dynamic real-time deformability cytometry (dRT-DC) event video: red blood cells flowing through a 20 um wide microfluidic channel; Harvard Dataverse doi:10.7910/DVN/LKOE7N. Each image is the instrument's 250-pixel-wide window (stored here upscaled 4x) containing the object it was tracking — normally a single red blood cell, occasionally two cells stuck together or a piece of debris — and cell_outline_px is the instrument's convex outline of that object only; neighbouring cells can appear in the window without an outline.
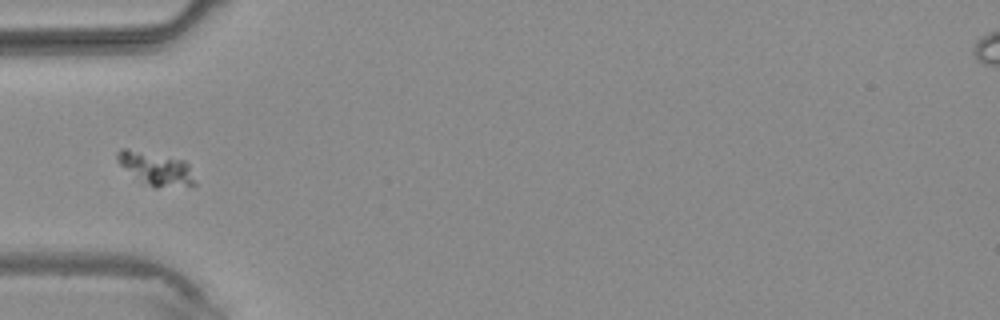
{"species": "common noctule bat (a hibernating species)", "species_latin": "Nyctalus noctula", "temperature_condition": "warm", "stored_images_in_passage": 4, "camera_frame_rate_fps": 3000, "um_per_image_px": 0.085, "animal": {"sex": "male", "body_mass_g": 20.4}, "frame": {"image": 1, "passage_image": 4, "time_ms": 4.333, "image_size_px": [1000, 320], "cell_outline_px": [[196, 184], [192, 188], [152, 188], [120, 164], [116, 160], [116, 152], [120, 148], [124, 148], [184, 160], [188, 164]], "centroid_in_image_um": [13.32, 14.38], "position_along_channel_um": 71.7, "area_um2": 14.97}}